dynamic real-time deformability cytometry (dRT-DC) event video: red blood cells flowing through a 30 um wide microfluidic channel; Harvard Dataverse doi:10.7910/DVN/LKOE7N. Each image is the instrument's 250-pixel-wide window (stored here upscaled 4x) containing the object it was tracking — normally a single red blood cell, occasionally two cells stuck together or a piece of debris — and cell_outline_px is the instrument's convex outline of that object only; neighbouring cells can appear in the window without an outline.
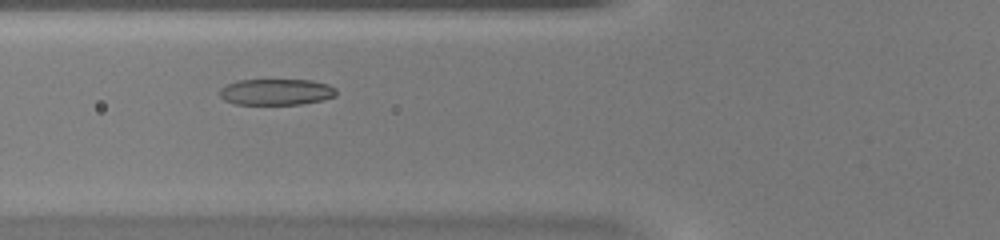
{"species": "common noctule bat (a hibernating species)", "species_latin": "Nyctalus noctula", "temperature_condition": "warm", "stored_images_in_passage": 40, "camera_frame_rate_fps": 3000, "um_per_image_px": 0.085, "animal": {"sex": "female", "body_mass_g": 20.0, "forearm_length_mm": 54.0}, "frame": {"image": 1, "passage_image": 10, "time_ms": 3.0, "image_size_px": [1000, 240], "cell_outline_px": [[336, 96], [324, 100], [300, 104], [236, 104], [224, 100], [220, 96], [220, 88], [236, 80], [312, 80], [328, 84], [336, 88]], "centroid_in_image_um": [23.5, 7.81], "position_along_channel_um": 102.3, "area_um2": 17.86}}
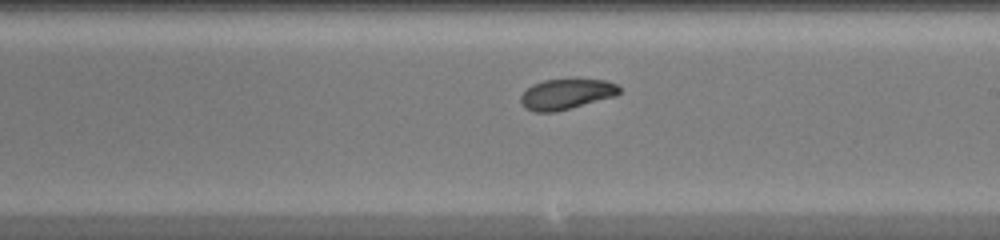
{"frame": {"image": 2, "passage_image": 20, "time_ms": 6.333, "image_size_px": [1000, 240], "cell_outline_px": [[620, 92], [616, 96], [552, 112], [536, 112], [524, 108], [520, 100], [520, 96], [532, 84], [544, 80], [604, 80], [616, 84], [620, 88]], "centroid_in_image_um": [48.11, 8.0], "position_along_channel_um": 240.9, "area_um2": 17.11}}
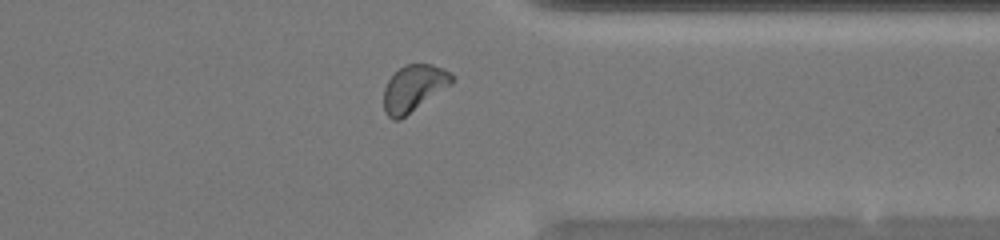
{"frame": {"image": 3, "passage_image": 30, "time_ms": 9.667, "image_size_px": [1000, 240], "cell_outline_px": [[456, 80], [452, 84], [400, 120], [392, 120], [384, 112], [384, 88], [388, 80], [404, 64], [432, 64], [444, 68], [456, 76]], "centroid_in_image_um": [35.2, 7.49], "position_along_channel_um": 376.2, "area_um2": 18.67}, "authors_computed_cell_mechanics": {"area_um2": 18.5249, "velocity_mm_per_s": 4.1598, "shape_relaxation_time_tau1_ms": 2.5332, "shape_relaxation_time_tau2_ms": 3.7092, "deformation_change_tau1": 0.1131, "deformation_change_tau2": 0.1041}}